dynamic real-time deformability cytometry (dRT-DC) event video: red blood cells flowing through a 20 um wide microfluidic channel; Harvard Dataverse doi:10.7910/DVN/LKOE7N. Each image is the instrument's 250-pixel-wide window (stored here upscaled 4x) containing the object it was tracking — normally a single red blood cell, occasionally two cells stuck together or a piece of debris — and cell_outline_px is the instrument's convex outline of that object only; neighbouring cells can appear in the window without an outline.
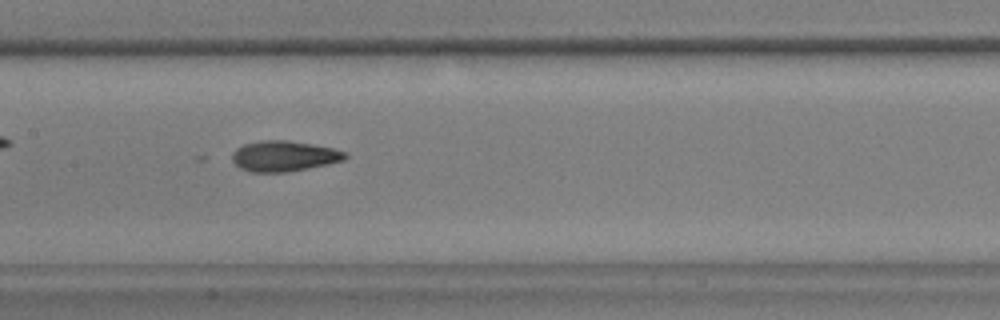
{"species": "common noctule bat (a hibernating species)", "species_latin": "Nyctalus noctula", "temperature_condition": "warm", "stored_images_in_passage": 35, "camera_frame_rate_fps": 3000, "um_per_image_px": 0.085, "animal": {"sex": "male", "body_mass_g": 17.9, "forearm_length_mm": 54.2}, "frame": {"image": 1, "passage_image": 19, "time_ms": 6.0, "image_size_px": [1000, 320], "cell_outline_px": [[348, 156], [344, 160], [328, 164], [288, 172], [248, 172], [240, 168], [232, 160], [232, 152], [236, 148], [244, 144], [260, 140], [288, 140], [312, 144], [332, 148], [348, 152]], "centroid_in_image_um": [24.13, 13.26], "position_along_channel_um": 183.3, "area_um2": 20.29}}
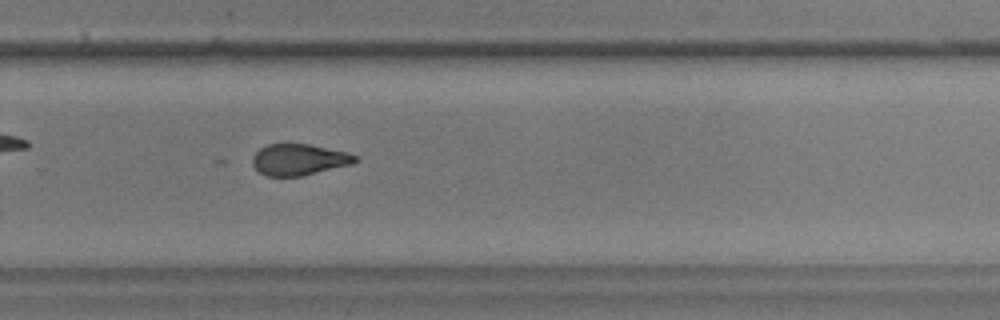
{"frame": {"image": 2, "passage_image": 29, "time_ms": 9.333, "image_size_px": [1000, 320], "cell_outline_px": [[360, 160], [352, 164], [300, 176], [268, 176], [260, 172], [252, 164], [252, 156], [260, 148], [268, 144], [308, 144], [348, 152], [360, 156]], "centroid_in_image_um": [25.45, 13.56], "position_along_channel_um": 304.4, "area_um2": 18.73}, "authors_computed_cell_mechanics": {"area_um2": 20.0566, "velocity_mm_per_s": 3.6535, "shape_relaxation_time_tau1_ms": 3.5768, "shape_relaxation_time_tau2_ms": 3.218, "deformation_change_tau1": 0.1269, "deformation_change_tau2": 0.1012}}